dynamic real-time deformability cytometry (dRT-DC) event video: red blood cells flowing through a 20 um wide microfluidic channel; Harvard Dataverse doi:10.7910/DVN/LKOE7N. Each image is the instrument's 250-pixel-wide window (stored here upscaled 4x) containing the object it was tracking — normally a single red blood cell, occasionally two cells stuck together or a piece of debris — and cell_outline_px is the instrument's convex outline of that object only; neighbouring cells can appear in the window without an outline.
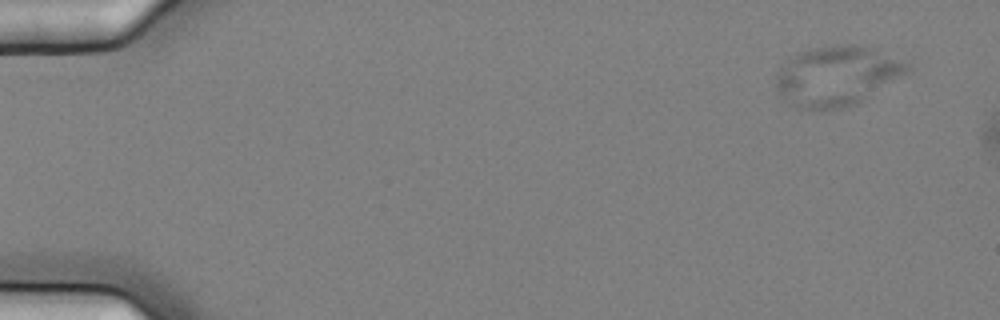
{"species": "common noctule bat (a hibernating species)", "species_latin": "Nyctalus noctula", "temperature_condition": "cold", "stored_images_in_passage": 3, "camera_frame_rate_fps": 3000, "um_per_image_px": 0.085, "animal": {"sex": "female", "body_mass_g": 25.1}, "frame": {"image": 1, "passage_image": 1, "time_ms": 0.0, "image_size_px": [1000, 320], "cell_outline_px": [[912, 68], [908, 72], [864, 100], [856, 104], [844, 108], [824, 112], [820, 112], [800, 108], [788, 104], [776, 92], [776, 72], [792, 56], [800, 52], [812, 48], [844, 44], [860, 44], [872, 48], [912, 64]], "centroid_in_image_um": [71.11, 6.49], "position_along_channel_um": 13.9, "area_um2": 46.41}}